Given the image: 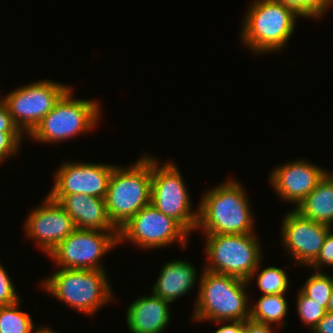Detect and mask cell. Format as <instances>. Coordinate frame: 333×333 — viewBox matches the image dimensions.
<instances>
[{"label": "cell", "mask_w": 333, "mask_h": 333, "mask_svg": "<svg viewBox=\"0 0 333 333\" xmlns=\"http://www.w3.org/2000/svg\"><path fill=\"white\" fill-rule=\"evenodd\" d=\"M297 296L296 310L301 320L300 322H303L312 331L324 317L326 310L323 308V303H317L307 297L301 290L298 291Z\"/></svg>", "instance_id": "cell-24"}, {"label": "cell", "mask_w": 333, "mask_h": 333, "mask_svg": "<svg viewBox=\"0 0 333 333\" xmlns=\"http://www.w3.org/2000/svg\"><path fill=\"white\" fill-rule=\"evenodd\" d=\"M304 159L276 166L269 175L270 185L282 201L296 207L315 189L327 170Z\"/></svg>", "instance_id": "cell-15"}, {"label": "cell", "mask_w": 333, "mask_h": 333, "mask_svg": "<svg viewBox=\"0 0 333 333\" xmlns=\"http://www.w3.org/2000/svg\"><path fill=\"white\" fill-rule=\"evenodd\" d=\"M281 223V244L295 265L308 266L316 259L328 232L332 229L303 217L295 209L285 214Z\"/></svg>", "instance_id": "cell-13"}, {"label": "cell", "mask_w": 333, "mask_h": 333, "mask_svg": "<svg viewBox=\"0 0 333 333\" xmlns=\"http://www.w3.org/2000/svg\"><path fill=\"white\" fill-rule=\"evenodd\" d=\"M69 88L35 129L28 135L39 143H60L93 131L100 122V103L95 100L74 99Z\"/></svg>", "instance_id": "cell-6"}, {"label": "cell", "mask_w": 333, "mask_h": 333, "mask_svg": "<svg viewBox=\"0 0 333 333\" xmlns=\"http://www.w3.org/2000/svg\"><path fill=\"white\" fill-rule=\"evenodd\" d=\"M259 266L258 264L247 282L250 284L251 280H254L258 275L256 278L257 287L262 291V295L286 294L289 289V278L286 271L275 266L265 267L261 270ZM258 272L259 274H257Z\"/></svg>", "instance_id": "cell-22"}, {"label": "cell", "mask_w": 333, "mask_h": 333, "mask_svg": "<svg viewBox=\"0 0 333 333\" xmlns=\"http://www.w3.org/2000/svg\"><path fill=\"white\" fill-rule=\"evenodd\" d=\"M197 282L198 292L192 320L245 321L250 317L246 280L203 269Z\"/></svg>", "instance_id": "cell-3"}, {"label": "cell", "mask_w": 333, "mask_h": 333, "mask_svg": "<svg viewBox=\"0 0 333 333\" xmlns=\"http://www.w3.org/2000/svg\"><path fill=\"white\" fill-rule=\"evenodd\" d=\"M190 234L172 217L155 208L151 203L144 206L119 229L118 244L130 241L143 250L165 248L179 242L186 249Z\"/></svg>", "instance_id": "cell-11"}, {"label": "cell", "mask_w": 333, "mask_h": 333, "mask_svg": "<svg viewBox=\"0 0 333 333\" xmlns=\"http://www.w3.org/2000/svg\"><path fill=\"white\" fill-rule=\"evenodd\" d=\"M24 134L22 132L0 133V163L19 153Z\"/></svg>", "instance_id": "cell-26"}, {"label": "cell", "mask_w": 333, "mask_h": 333, "mask_svg": "<svg viewBox=\"0 0 333 333\" xmlns=\"http://www.w3.org/2000/svg\"><path fill=\"white\" fill-rule=\"evenodd\" d=\"M325 265V266H324ZM333 267V230L331 229L316 259L308 266L312 270L321 271L324 267ZM323 267V268H322Z\"/></svg>", "instance_id": "cell-28"}, {"label": "cell", "mask_w": 333, "mask_h": 333, "mask_svg": "<svg viewBox=\"0 0 333 333\" xmlns=\"http://www.w3.org/2000/svg\"><path fill=\"white\" fill-rule=\"evenodd\" d=\"M49 196L57 201L69 214L75 228L119 231L108 216L105 199L77 193Z\"/></svg>", "instance_id": "cell-16"}, {"label": "cell", "mask_w": 333, "mask_h": 333, "mask_svg": "<svg viewBox=\"0 0 333 333\" xmlns=\"http://www.w3.org/2000/svg\"><path fill=\"white\" fill-rule=\"evenodd\" d=\"M57 270L45 277L39 283L40 287L73 309L92 317L101 307L115 300L107 271Z\"/></svg>", "instance_id": "cell-5"}, {"label": "cell", "mask_w": 333, "mask_h": 333, "mask_svg": "<svg viewBox=\"0 0 333 333\" xmlns=\"http://www.w3.org/2000/svg\"><path fill=\"white\" fill-rule=\"evenodd\" d=\"M327 311L328 312H333V289H332V292H331L330 299L328 301Z\"/></svg>", "instance_id": "cell-33"}, {"label": "cell", "mask_w": 333, "mask_h": 333, "mask_svg": "<svg viewBox=\"0 0 333 333\" xmlns=\"http://www.w3.org/2000/svg\"><path fill=\"white\" fill-rule=\"evenodd\" d=\"M170 302L151 295L137 297L126 310V323L131 333H162L170 323Z\"/></svg>", "instance_id": "cell-17"}, {"label": "cell", "mask_w": 333, "mask_h": 333, "mask_svg": "<svg viewBox=\"0 0 333 333\" xmlns=\"http://www.w3.org/2000/svg\"><path fill=\"white\" fill-rule=\"evenodd\" d=\"M27 216L24 222L26 237L34 239L46 255L76 229L69 214L48 194L42 205L35 206Z\"/></svg>", "instance_id": "cell-14"}, {"label": "cell", "mask_w": 333, "mask_h": 333, "mask_svg": "<svg viewBox=\"0 0 333 333\" xmlns=\"http://www.w3.org/2000/svg\"><path fill=\"white\" fill-rule=\"evenodd\" d=\"M206 265L203 269L248 281L262 263L263 252L256 233L205 236Z\"/></svg>", "instance_id": "cell-7"}, {"label": "cell", "mask_w": 333, "mask_h": 333, "mask_svg": "<svg viewBox=\"0 0 333 333\" xmlns=\"http://www.w3.org/2000/svg\"><path fill=\"white\" fill-rule=\"evenodd\" d=\"M115 164L63 162L54 174V185L48 195L74 193L105 199L108 182Z\"/></svg>", "instance_id": "cell-12"}, {"label": "cell", "mask_w": 333, "mask_h": 333, "mask_svg": "<svg viewBox=\"0 0 333 333\" xmlns=\"http://www.w3.org/2000/svg\"><path fill=\"white\" fill-rule=\"evenodd\" d=\"M240 29L241 43L252 54L280 52L297 26L298 15L276 0H254L250 3Z\"/></svg>", "instance_id": "cell-2"}, {"label": "cell", "mask_w": 333, "mask_h": 333, "mask_svg": "<svg viewBox=\"0 0 333 333\" xmlns=\"http://www.w3.org/2000/svg\"><path fill=\"white\" fill-rule=\"evenodd\" d=\"M333 289V277L324 271H315L308 277L300 290L317 303H323L327 311L328 301Z\"/></svg>", "instance_id": "cell-23"}, {"label": "cell", "mask_w": 333, "mask_h": 333, "mask_svg": "<svg viewBox=\"0 0 333 333\" xmlns=\"http://www.w3.org/2000/svg\"><path fill=\"white\" fill-rule=\"evenodd\" d=\"M69 88L67 84L43 79L17 87L0 99L15 125L28 136Z\"/></svg>", "instance_id": "cell-10"}, {"label": "cell", "mask_w": 333, "mask_h": 333, "mask_svg": "<svg viewBox=\"0 0 333 333\" xmlns=\"http://www.w3.org/2000/svg\"><path fill=\"white\" fill-rule=\"evenodd\" d=\"M312 331L314 333H333V312L326 311L324 317Z\"/></svg>", "instance_id": "cell-32"}, {"label": "cell", "mask_w": 333, "mask_h": 333, "mask_svg": "<svg viewBox=\"0 0 333 333\" xmlns=\"http://www.w3.org/2000/svg\"><path fill=\"white\" fill-rule=\"evenodd\" d=\"M244 187L235 179L213 186L198 204L197 229L204 235L254 233L255 217Z\"/></svg>", "instance_id": "cell-1"}, {"label": "cell", "mask_w": 333, "mask_h": 333, "mask_svg": "<svg viewBox=\"0 0 333 333\" xmlns=\"http://www.w3.org/2000/svg\"><path fill=\"white\" fill-rule=\"evenodd\" d=\"M118 233L76 228L48 256L57 268L106 271L101 260L119 245Z\"/></svg>", "instance_id": "cell-9"}, {"label": "cell", "mask_w": 333, "mask_h": 333, "mask_svg": "<svg viewBox=\"0 0 333 333\" xmlns=\"http://www.w3.org/2000/svg\"><path fill=\"white\" fill-rule=\"evenodd\" d=\"M214 323H223L214 333H243L244 330V321H214Z\"/></svg>", "instance_id": "cell-31"}, {"label": "cell", "mask_w": 333, "mask_h": 333, "mask_svg": "<svg viewBox=\"0 0 333 333\" xmlns=\"http://www.w3.org/2000/svg\"><path fill=\"white\" fill-rule=\"evenodd\" d=\"M271 325L259 323L251 319L244 321L243 333H274Z\"/></svg>", "instance_id": "cell-30"}, {"label": "cell", "mask_w": 333, "mask_h": 333, "mask_svg": "<svg viewBox=\"0 0 333 333\" xmlns=\"http://www.w3.org/2000/svg\"><path fill=\"white\" fill-rule=\"evenodd\" d=\"M142 156L127 168L115 165L108 182L107 213L118 230L150 204L152 156Z\"/></svg>", "instance_id": "cell-4"}, {"label": "cell", "mask_w": 333, "mask_h": 333, "mask_svg": "<svg viewBox=\"0 0 333 333\" xmlns=\"http://www.w3.org/2000/svg\"><path fill=\"white\" fill-rule=\"evenodd\" d=\"M48 325H43L42 329L38 333H56L52 328H48Z\"/></svg>", "instance_id": "cell-34"}, {"label": "cell", "mask_w": 333, "mask_h": 333, "mask_svg": "<svg viewBox=\"0 0 333 333\" xmlns=\"http://www.w3.org/2000/svg\"><path fill=\"white\" fill-rule=\"evenodd\" d=\"M178 169L172 160L161 166L157 158L152 156L150 203L191 234L196 231L198 206L194 211L185 180Z\"/></svg>", "instance_id": "cell-8"}, {"label": "cell", "mask_w": 333, "mask_h": 333, "mask_svg": "<svg viewBox=\"0 0 333 333\" xmlns=\"http://www.w3.org/2000/svg\"><path fill=\"white\" fill-rule=\"evenodd\" d=\"M12 283L11 277L0 262V306L11 305L21 299Z\"/></svg>", "instance_id": "cell-27"}, {"label": "cell", "mask_w": 333, "mask_h": 333, "mask_svg": "<svg viewBox=\"0 0 333 333\" xmlns=\"http://www.w3.org/2000/svg\"><path fill=\"white\" fill-rule=\"evenodd\" d=\"M327 174H328L331 178H333V171L330 172V171L327 170Z\"/></svg>", "instance_id": "cell-35"}, {"label": "cell", "mask_w": 333, "mask_h": 333, "mask_svg": "<svg viewBox=\"0 0 333 333\" xmlns=\"http://www.w3.org/2000/svg\"><path fill=\"white\" fill-rule=\"evenodd\" d=\"M288 304L285 294L261 295L256 303L250 305L249 319L268 325L280 323L279 327H284L287 324L284 318L288 314Z\"/></svg>", "instance_id": "cell-20"}, {"label": "cell", "mask_w": 333, "mask_h": 333, "mask_svg": "<svg viewBox=\"0 0 333 333\" xmlns=\"http://www.w3.org/2000/svg\"><path fill=\"white\" fill-rule=\"evenodd\" d=\"M22 301L0 306V333H38L42 329L41 325L36 328L31 316L20 310Z\"/></svg>", "instance_id": "cell-21"}, {"label": "cell", "mask_w": 333, "mask_h": 333, "mask_svg": "<svg viewBox=\"0 0 333 333\" xmlns=\"http://www.w3.org/2000/svg\"><path fill=\"white\" fill-rule=\"evenodd\" d=\"M21 132L12 120L8 107L0 99V133Z\"/></svg>", "instance_id": "cell-29"}, {"label": "cell", "mask_w": 333, "mask_h": 333, "mask_svg": "<svg viewBox=\"0 0 333 333\" xmlns=\"http://www.w3.org/2000/svg\"><path fill=\"white\" fill-rule=\"evenodd\" d=\"M295 210L307 219L333 228V178L326 173Z\"/></svg>", "instance_id": "cell-19"}, {"label": "cell", "mask_w": 333, "mask_h": 333, "mask_svg": "<svg viewBox=\"0 0 333 333\" xmlns=\"http://www.w3.org/2000/svg\"><path fill=\"white\" fill-rule=\"evenodd\" d=\"M196 271L195 266L189 261H168L162 266L151 291L163 300L170 303L175 302L176 299L182 298L194 288L196 280H198Z\"/></svg>", "instance_id": "cell-18"}, {"label": "cell", "mask_w": 333, "mask_h": 333, "mask_svg": "<svg viewBox=\"0 0 333 333\" xmlns=\"http://www.w3.org/2000/svg\"><path fill=\"white\" fill-rule=\"evenodd\" d=\"M283 5L292 8L301 18H322L329 8L332 7L333 0H276Z\"/></svg>", "instance_id": "cell-25"}]
</instances>
